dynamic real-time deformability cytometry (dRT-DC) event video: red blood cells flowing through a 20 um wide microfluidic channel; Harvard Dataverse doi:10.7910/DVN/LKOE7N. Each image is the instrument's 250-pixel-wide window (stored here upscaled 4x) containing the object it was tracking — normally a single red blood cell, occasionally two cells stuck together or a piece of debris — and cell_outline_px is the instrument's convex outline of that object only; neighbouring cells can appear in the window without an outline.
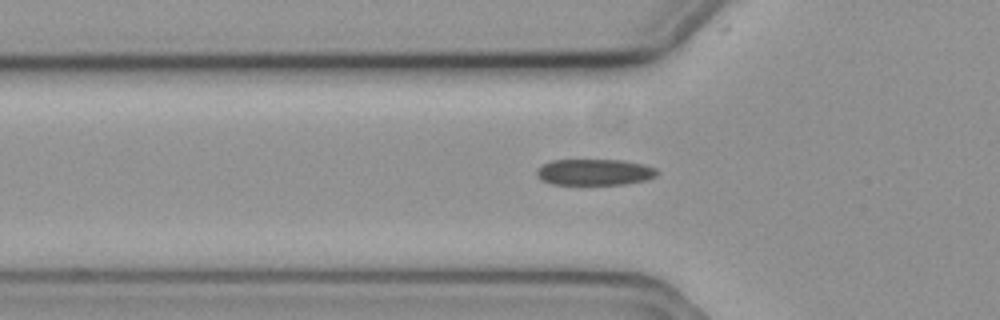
{"species": "common noctule bat (a hibernating species)", "species_latin": "Nyctalus noctula", "temperature_condition": "cold", "stored_images_in_passage": 44, "camera_frame_rate_fps": 3000, "um_per_image_px": 0.085, "animal": {"sex": "female", "body_mass_g": 19.3, "forearm_length_mm": 54.1}, "frame": {"image": 1, "passage_image": 5, "time_ms": 1.333, "image_size_px": [1000, 320], "cell_outline_px": [[660, 172], [656, 176], [644, 180], [624, 184], [552, 184], [540, 180], [536, 176], [536, 168], [552, 160], [624, 160], [644, 164], [656, 168]], "centroid_in_image_um": [50.53, 14.62], "position_along_channel_um": 75.3, "area_um2": 18.5}}
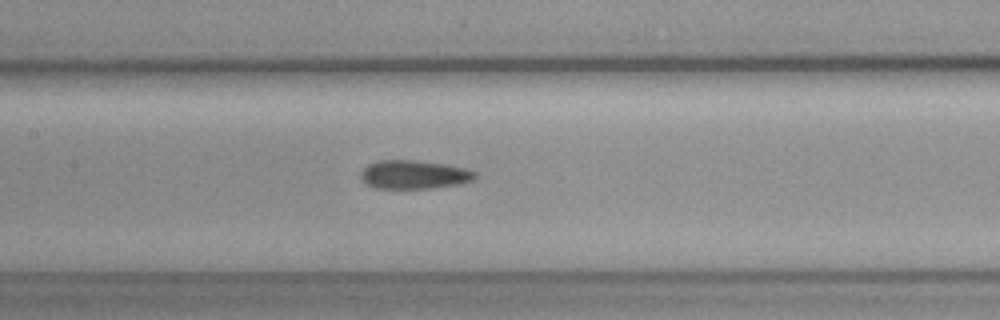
{"frame": {"image": 2, "passage_image": 13, "time_ms": 4.0, "image_size_px": [1000, 320], "cell_outline_px": [[476, 180], [460, 184], [432, 188], [376, 188], [368, 184], [360, 176], [360, 172], [368, 164], [380, 160], [412, 160], [448, 164], [468, 168], [476, 172]], "centroid_in_image_um": [35.26, 14.83], "position_along_channel_um": 172.1, "area_um2": 19.19}}
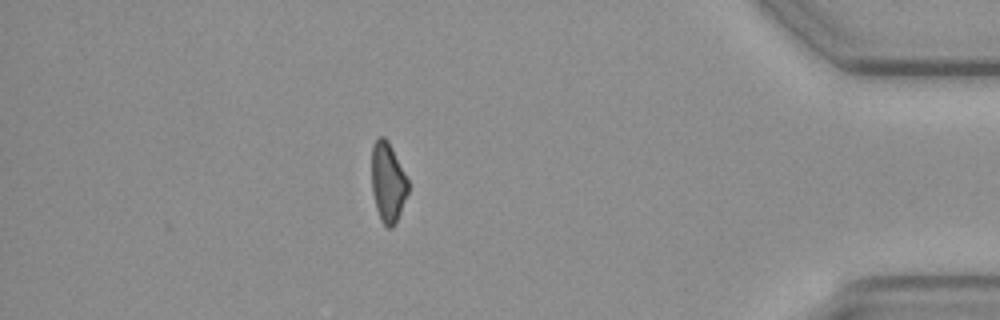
{"frame": {"image": 3, "passage_image": 36, "time_ms": 11.667, "image_size_px": [1000, 320], "cell_outline_px": [[408, 192], [396, 224], [392, 228], [388, 228], [380, 220], [376, 208], [372, 192], [372, 144], [380, 136], [384, 136], [388, 140], [408, 180]], "centroid_in_image_um": [32.96, 15.51], "position_along_channel_um": 402.2, "area_um2": 16.94}, "authors_computed_cell_mechanics": {"area_um2": 18.8428, "velocity_mm_per_s": 3.6071, "shape_relaxation_time_tau1_ms": 4.0102, "shape_relaxation_time_tau2_ms": 6.3844, "deformation_change_tau1": 0.1002, "deformation_change_tau2": 0.1525}}